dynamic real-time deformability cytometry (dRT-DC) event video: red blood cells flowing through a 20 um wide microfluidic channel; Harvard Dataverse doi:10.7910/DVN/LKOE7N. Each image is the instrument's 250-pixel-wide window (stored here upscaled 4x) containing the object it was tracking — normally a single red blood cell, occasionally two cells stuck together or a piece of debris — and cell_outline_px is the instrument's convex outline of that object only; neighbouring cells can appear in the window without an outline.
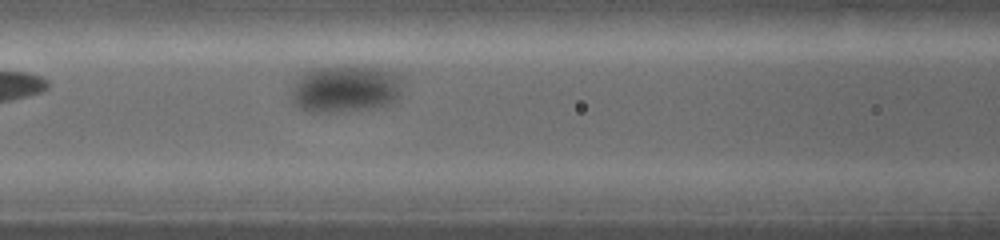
{"species": "common noctule bat (a hibernating species)", "species_latin": "Nyctalus noctula", "temperature_condition": "warm", "stored_images_in_passage": 16, "camera_frame_rate_fps": 5000, "um_per_image_px": 0.085, "animal": {"sex": "female", "body_mass_g": 19.0, "forearm_length_mm": 53.3}, "frame": {"image": 1, "passage_image": 7, "time_ms": 4.2, "image_size_px": [1000, 240], "cell_outline_px": [[404, 76], [400, 100], [376, 108], [332, 112], [304, 112], [292, 104], [292, 88], [296, 80], [304, 72], [316, 68], [380, 68]], "centroid_in_image_um": [29.4, 7.6], "position_along_channel_um": 137.2, "area_um2": 30.75}}
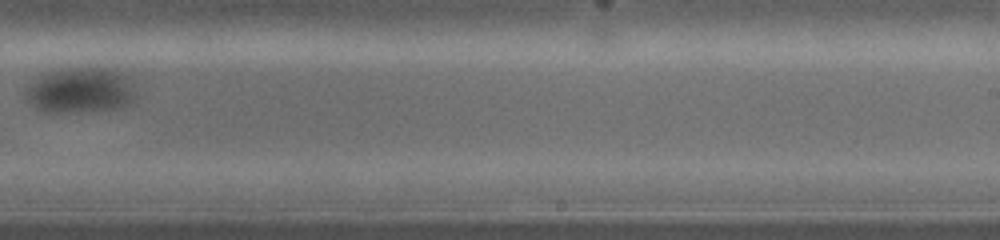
{"frame": {"image": 2, "passage_image": 12, "time_ms": 7.0, "image_size_px": [1000, 240], "cell_outline_px": [[136, 100], [124, 108], [60, 112], [44, 112], [36, 108], [24, 100], [24, 92], [28, 80], [44, 72], [60, 68], [112, 68], [132, 76], [136, 96]], "centroid_in_image_um": [6.82, 7.65], "position_along_channel_um": 282.2, "area_um2": 30.4}}
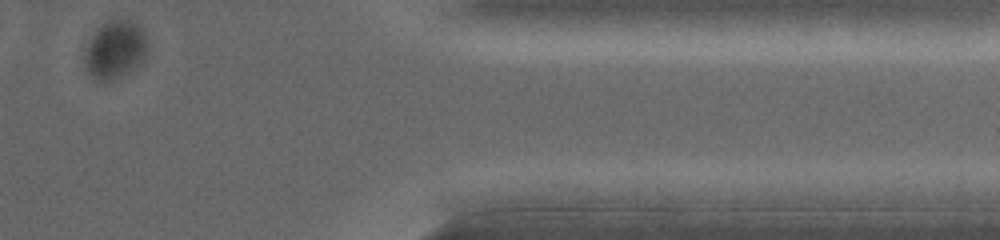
{"frame": {"image": 3, "passage_image": 16, "time_ms": 9.8, "image_size_px": [1000, 240], "cell_outline_px": [[144, 60], [140, 64], [112, 84], [108, 84], [96, 80], [84, 68], [84, 48], [96, 28], [112, 16], [128, 16], [144, 32]], "centroid_in_image_um": [9.71, 4.21], "position_along_channel_um": 401.7, "area_um2": 22.25}}